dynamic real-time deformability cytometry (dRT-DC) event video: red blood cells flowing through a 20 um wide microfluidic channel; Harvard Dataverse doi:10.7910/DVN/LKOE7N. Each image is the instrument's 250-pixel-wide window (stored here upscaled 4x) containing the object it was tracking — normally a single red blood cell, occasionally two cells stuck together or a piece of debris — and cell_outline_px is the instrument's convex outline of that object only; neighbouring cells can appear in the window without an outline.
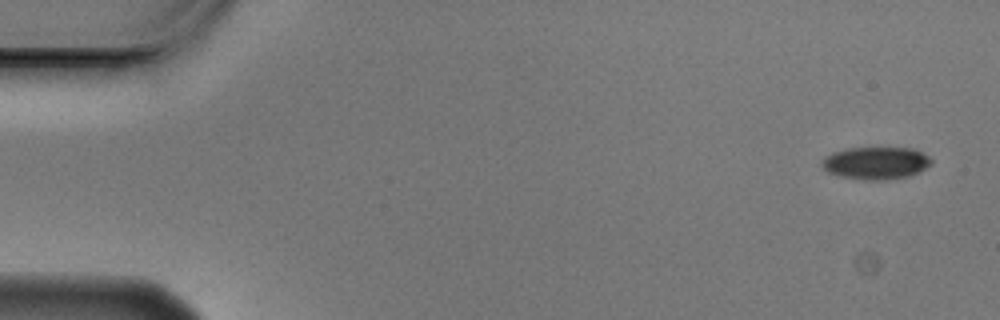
{"species": "Egyptian fruit bat (a non-hibernating species)", "species_latin": "Rousettus aegyptiacus", "temperature_condition": "cold", "stored_images_in_passage": 5, "camera_frame_rate_fps": 3000, "um_per_image_px": 0.085, "animal": {"sex": "male"}, "frame": {"image": 1, "passage_image": 1, "time_ms": 0.0, "image_size_px": [1000, 320], "cell_outline_px": [[932, 164], [920, 172], [908, 176], [884, 180], [868, 180], [840, 176], [828, 172], [820, 164], [832, 152], [848, 148], [912, 148], [928, 156], [932, 160]], "centroid_in_image_um": [74.48, 13.86], "position_along_channel_um": 10.5, "area_um2": 20.52}}
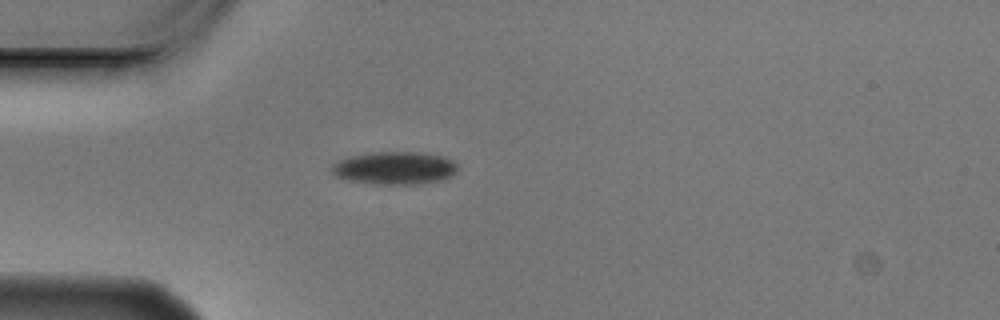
{"frame": {"image": 2, "passage_image": 4, "time_ms": 1.0, "image_size_px": [1000, 320], "cell_outline_px": [[460, 168], [452, 176], [444, 180], [420, 184], [372, 184], [348, 180], [336, 176], [328, 168], [332, 164], [348, 156], [372, 152], [416, 152], [444, 156], [452, 160]], "centroid_in_image_um": [33.56, 14.29], "position_along_channel_um": 51.4, "area_um2": 24.45}}